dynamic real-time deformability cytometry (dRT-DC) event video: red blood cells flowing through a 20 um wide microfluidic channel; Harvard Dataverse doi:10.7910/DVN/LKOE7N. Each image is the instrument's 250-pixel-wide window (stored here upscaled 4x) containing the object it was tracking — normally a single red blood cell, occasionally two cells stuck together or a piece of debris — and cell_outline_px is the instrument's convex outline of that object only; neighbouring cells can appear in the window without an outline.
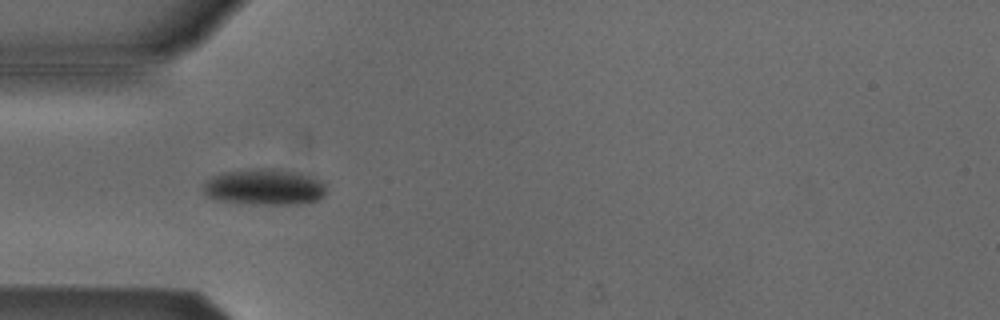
{"species": "Egyptian fruit bat (a non-hibernating species)", "species_latin": "Rousettus aegyptiacus", "temperature_condition": "cold", "stored_images_in_passage": 35, "camera_frame_rate_fps": 3000, "um_per_image_px": 0.085, "animal": {"sex": "male"}, "frame": {"image": 1, "passage_image": 6, "time_ms": 1.667, "image_size_px": [1000, 320], "cell_outline_px": [[324, 196], [316, 200], [296, 204], [252, 204], [220, 200], [208, 196], [204, 192], [204, 180], [220, 172], [260, 168], [276, 168], [300, 172], [312, 176], [320, 180], [324, 184]], "centroid_in_image_um": [22.46, 15.87], "position_along_channel_um": 62.5, "area_um2": 25.95}}
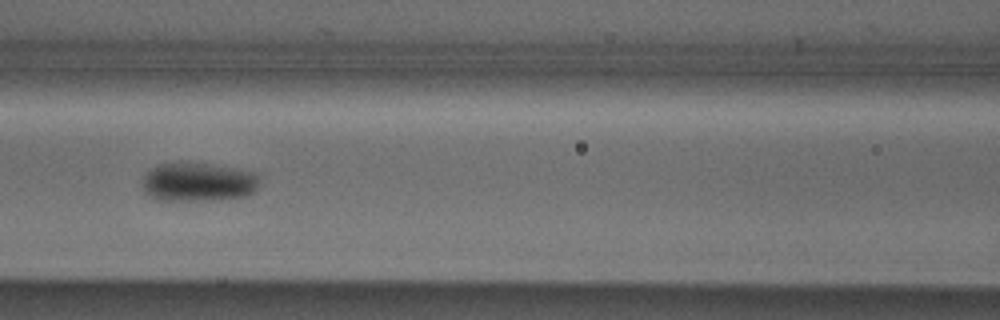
{"frame": {"image": 2, "passage_image": 13, "time_ms": 4.0, "image_size_px": [1000, 320], "cell_outline_px": [[256, 192], [244, 196], [220, 200], [156, 200], [148, 196], [140, 188], [140, 180], [156, 164], [180, 160], [184, 160], [236, 168], [256, 172]], "centroid_in_image_um": [16.74, 15.45], "position_along_channel_um": 149.9, "area_um2": 27.4}}
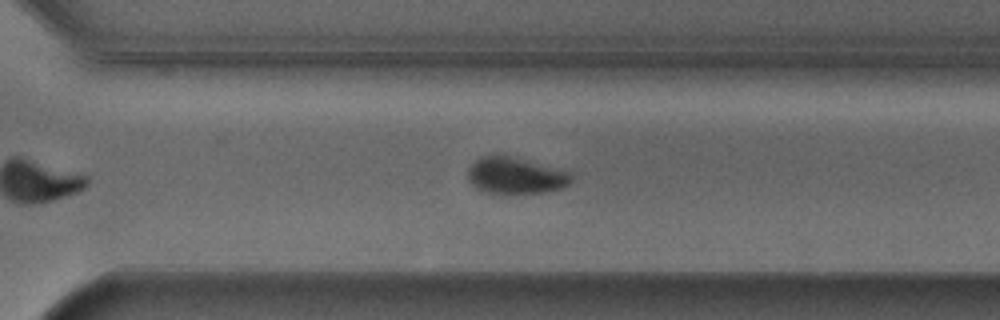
{"frame": {"image": 3, "passage_image": 27, "time_ms": 8.667, "image_size_px": [1000, 320], "cell_outline_px": [[572, 180], [568, 184], [560, 188], [544, 192], [484, 192], [476, 188], [468, 180], [468, 168], [480, 156], [508, 156], [572, 172]], "centroid_in_image_um": [43.81, 14.92], "position_along_channel_um": 326.8, "area_um2": 21.39}}